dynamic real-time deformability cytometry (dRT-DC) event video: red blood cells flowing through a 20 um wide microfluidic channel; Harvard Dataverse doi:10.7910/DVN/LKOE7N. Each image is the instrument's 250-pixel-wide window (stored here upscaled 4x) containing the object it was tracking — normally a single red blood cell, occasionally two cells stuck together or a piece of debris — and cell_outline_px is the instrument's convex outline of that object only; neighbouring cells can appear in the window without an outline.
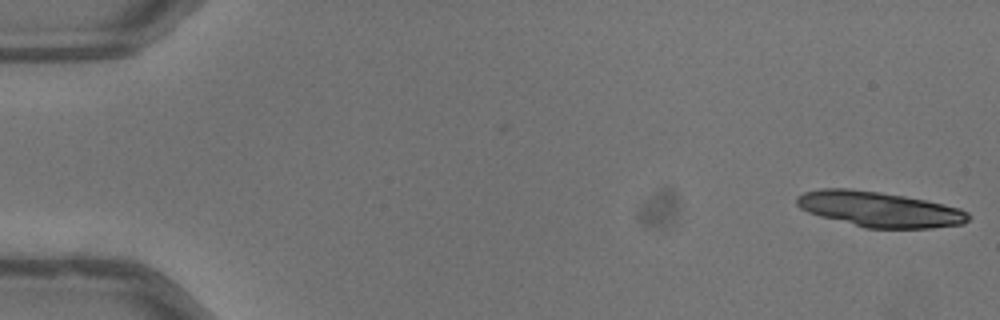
{"species": "common noctule bat (a hibernating species)", "species_latin": "Nyctalus noctula", "temperature_condition": "warm", "stored_images_in_passage": 16, "camera_frame_rate_fps": 3000, "um_per_image_px": 0.085, "animal": {"sex": "male", "body_mass_g": 13.3}, "frame": {"image": 1, "passage_image": 1, "time_ms": 0.0, "image_size_px": [1000, 320], "cell_outline_px": [[972, 216], [964, 224], [932, 228], [864, 228], [820, 216], [808, 212], [800, 208], [796, 204], [796, 196], [804, 192], [820, 188], [848, 188], [880, 192], [904, 196], [944, 204], [960, 208], [968, 212]], "centroid_in_image_um": [74.74, 17.79], "position_along_channel_um": 10.3, "area_um2": 35.49}}